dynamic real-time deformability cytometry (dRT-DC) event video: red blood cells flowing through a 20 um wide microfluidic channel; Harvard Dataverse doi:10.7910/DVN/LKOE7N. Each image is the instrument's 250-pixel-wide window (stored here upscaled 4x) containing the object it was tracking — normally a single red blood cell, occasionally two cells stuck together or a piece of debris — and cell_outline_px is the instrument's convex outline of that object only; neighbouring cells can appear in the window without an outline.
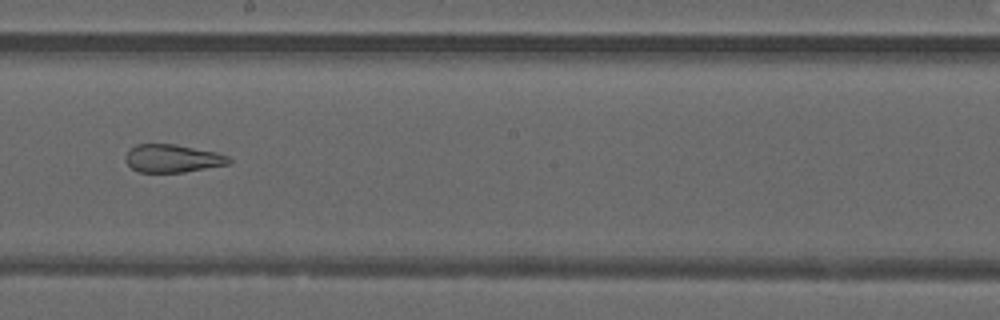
{"species": "common noctule bat (a hibernating species)", "species_latin": "Nyctalus noctula", "temperature_condition": "warm", "stored_images_in_passage": 30, "camera_frame_rate_fps": 3000, "um_per_image_px": 0.085, "animal": {"sex": "male", "forearm_length_mm": 52.5}, "frame": {"image": 1, "passage_image": 25, "time_ms": 8.0, "image_size_px": [1000, 320], "cell_outline_px": [[232, 160], [228, 164], [184, 172], [140, 172], [132, 168], [124, 160], [124, 156], [128, 148], [136, 144], [176, 144], [216, 152], [228, 156]], "centroid_in_image_um": [14.62, 13.45], "position_along_channel_um": 233.6, "area_um2": 16.94}}